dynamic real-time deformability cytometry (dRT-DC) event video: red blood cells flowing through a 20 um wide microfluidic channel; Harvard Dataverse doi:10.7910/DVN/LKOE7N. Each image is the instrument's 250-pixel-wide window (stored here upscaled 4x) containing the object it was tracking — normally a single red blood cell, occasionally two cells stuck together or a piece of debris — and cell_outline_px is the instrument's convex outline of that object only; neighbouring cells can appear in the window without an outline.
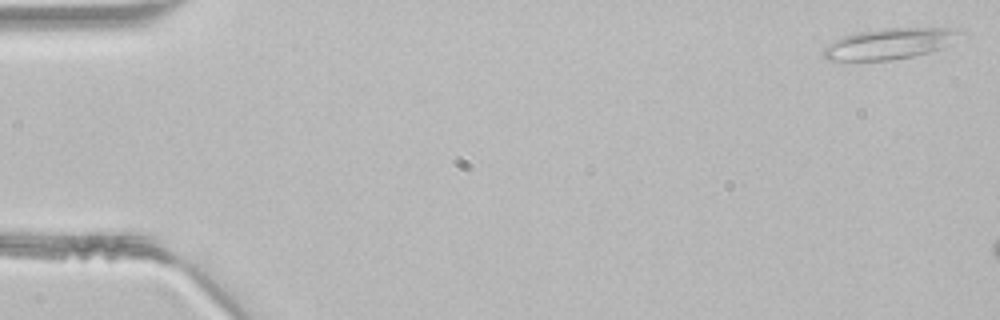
{"species": "common noctule bat (a hibernating species)", "species_latin": "Nyctalus noctula", "temperature_condition": "room temperature", "stored_images_in_passage": 8, "camera_frame_rate_fps": 3000, "um_per_image_px": 0.085, "animal": {"sex": "male", "body_mass_g": 21.5, "forearm_length_mm": 52.0}, "frame": {"image": 1, "passage_image": 1, "time_ms": 0.0, "image_size_px": [1000, 320], "cell_outline_px": [[968, 36], [940, 48], [916, 56], [892, 60], [828, 60], [824, 56], [824, 48], [832, 40], [840, 36], [860, 32], [884, 28], [960, 28]], "centroid_in_image_um": [75.71, 3.69], "position_along_channel_um": 9.3, "area_um2": 24.91}}